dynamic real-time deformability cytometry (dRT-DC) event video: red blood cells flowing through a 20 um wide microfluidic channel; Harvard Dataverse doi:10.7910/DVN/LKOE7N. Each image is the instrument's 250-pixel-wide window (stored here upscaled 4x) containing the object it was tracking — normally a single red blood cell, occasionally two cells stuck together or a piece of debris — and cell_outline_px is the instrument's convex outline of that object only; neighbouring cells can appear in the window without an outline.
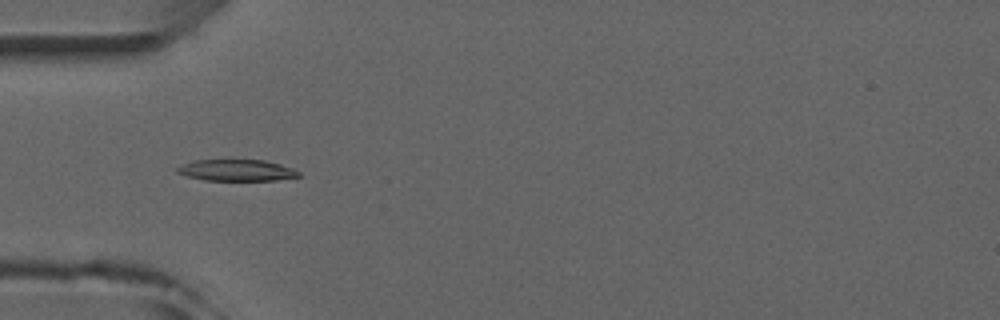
{"species": "common noctule bat (a hibernating species)", "species_latin": "Nyctalus noctula", "temperature_condition": "room temperature", "stored_images_in_passage": 7, "camera_frame_rate_fps": 3000, "um_per_image_px": 0.085, "animal": {"sex": "male", "forearm_length_mm": 52.5}, "frame": {"image": 1, "passage_image": 5, "time_ms": 4.333, "image_size_px": [1000, 320], "cell_outline_px": [[304, 176], [276, 180], [204, 180], [188, 176], [176, 172], [176, 168], [192, 160], [264, 160], [280, 164], [292, 168], [300, 172]], "centroid_in_image_um": [20.16, 14.47], "position_along_channel_um": 64.8, "area_um2": 15.14}}
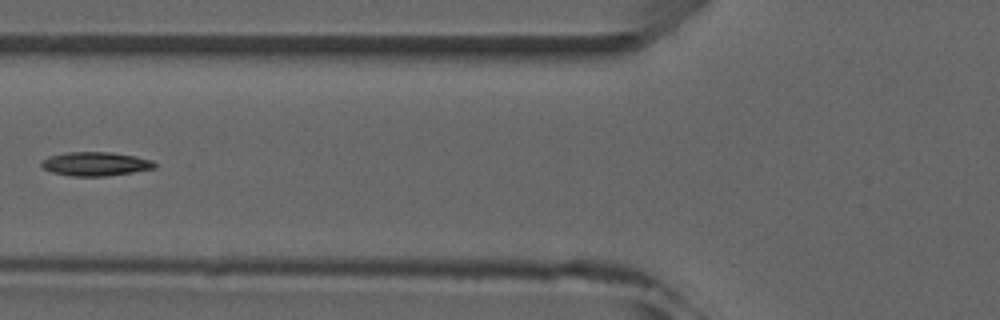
{"frame": {"image": 2, "passage_image": 6, "time_ms": 5.667, "image_size_px": [1000, 320], "cell_outline_px": [[156, 168], [132, 172], [104, 176], [72, 176], [52, 172], [44, 168], [40, 164], [40, 160], [48, 156], [68, 152], [112, 152], [136, 156], [152, 160], [156, 164]], "centroid_in_image_um": [8.1, 13.92], "position_along_channel_um": 117.7, "area_um2": 15.78}}
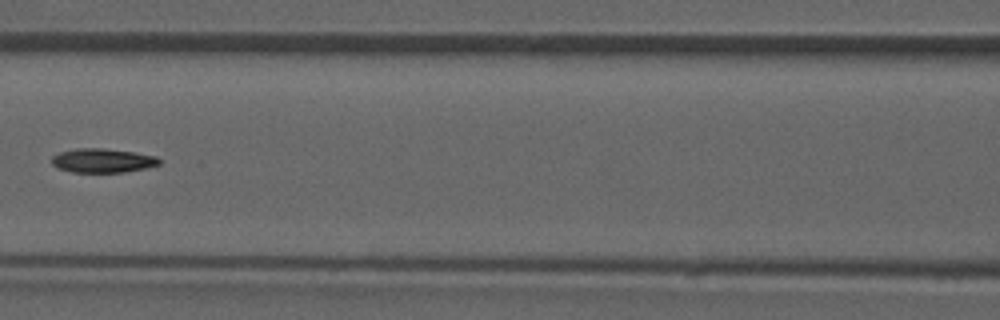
{"frame": {"image": 3, "passage_image": 7, "time_ms": 6.667, "image_size_px": [1000, 320], "cell_outline_px": [[160, 164], [148, 168], [124, 172], [72, 172], [56, 168], [52, 164], [52, 156], [60, 152], [76, 148], [104, 148], [136, 152], [156, 156], [160, 160]], "centroid_in_image_um": [8.73, 13.64], "position_along_channel_um": 157.9, "area_um2": 15.26}}